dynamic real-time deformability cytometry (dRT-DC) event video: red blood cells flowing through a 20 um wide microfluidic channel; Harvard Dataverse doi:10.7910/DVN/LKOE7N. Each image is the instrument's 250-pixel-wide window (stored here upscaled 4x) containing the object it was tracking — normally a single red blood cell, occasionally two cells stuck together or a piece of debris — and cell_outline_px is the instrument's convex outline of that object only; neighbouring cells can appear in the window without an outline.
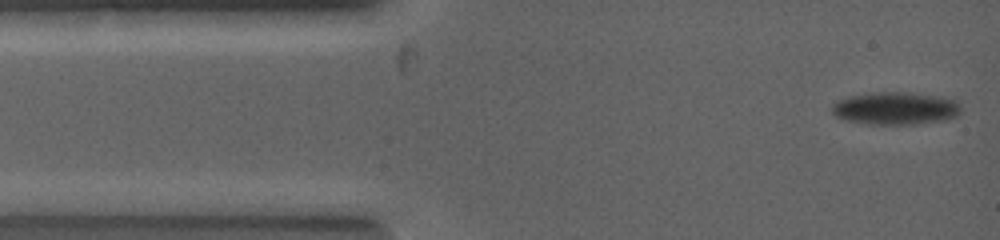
{"species": "common noctule bat (a hibernating species)", "species_latin": "Nyctalus noctula", "temperature_condition": "warm", "stored_images_in_passage": 9, "camera_frame_rate_fps": 5000, "um_per_image_px": 0.085, "animal": {"sex": "female", "body_mass_g": 19.0, "forearm_length_mm": 53.3}, "frame": {"image": 1, "passage_image": 1, "time_ms": 0.0, "image_size_px": [1000, 240], "cell_outline_px": [[960, 112], [956, 116], [948, 120], [916, 124], [864, 124], [844, 120], [836, 116], [832, 112], [832, 104], [848, 96], [876, 92], [912, 92], [936, 96], [956, 100], [960, 108]], "centroid_in_image_um": [76.11, 9.21], "position_along_channel_um": 8.9, "area_um2": 24.68}}
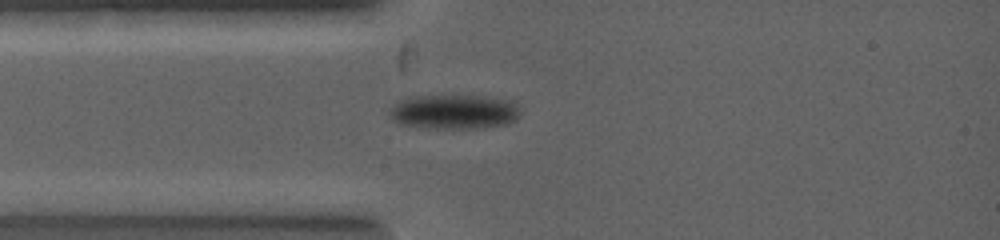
{"frame": {"image": 2, "passage_image": 4, "time_ms": 1.8, "image_size_px": [1000, 240], "cell_outline_px": [[520, 116], [516, 120], [508, 124], [484, 128], [424, 128], [400, 124], [392, 120], [388, 112], [396, 104], [404, 100], [416, 96], [476, 96], [504, 100], [512, 104], [520, 112]], "centroid_in_image_um": [38.57, 9.54], "position_along_channel_um": 46.4, "area_um2": 25.84}}